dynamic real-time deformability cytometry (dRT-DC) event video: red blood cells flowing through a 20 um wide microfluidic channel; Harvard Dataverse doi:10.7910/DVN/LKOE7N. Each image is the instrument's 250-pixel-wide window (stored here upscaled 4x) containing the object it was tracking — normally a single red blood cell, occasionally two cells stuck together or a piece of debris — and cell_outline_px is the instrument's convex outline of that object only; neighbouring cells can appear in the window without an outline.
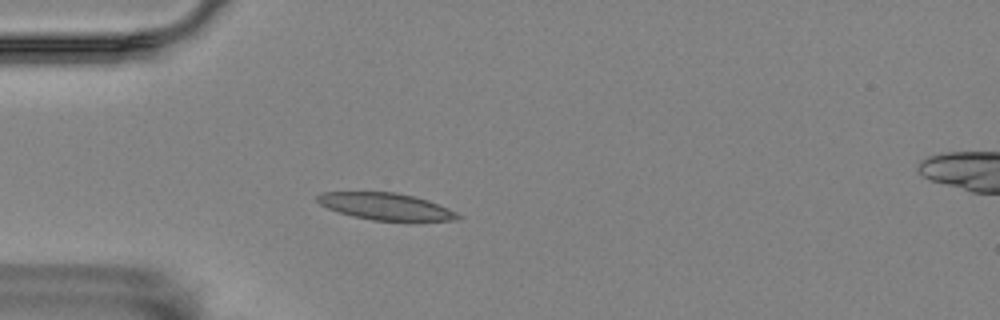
{"species": "Egyptian fruit bat (a non-hibernating species)", "species_latin": "Rousettus aegyptiacus", "temperature_condition": "room temperature", "stored_images_in_passage": 5, "camera_frame_rate_fps": 3000, "um_per_image_px": 0.085, "animal": {"sex": "female"}, "frame": {"image": 1, "passage_image": 4, "time_ms": 1.0, "image_size_px": [1000, 320], "cell_outline_px": [[464, 216], [460, 220], [412, 224], [372, 220], [352, 216], [328, 208], [320, 204], [316, 200], [316, 196], [320, 192], [396, 192], [428, 200], [448, 208]], "centroid_in_image_um": [32.93, 17.61], "position_along_channel_um": 52.1, "area_um2": 23.12}}